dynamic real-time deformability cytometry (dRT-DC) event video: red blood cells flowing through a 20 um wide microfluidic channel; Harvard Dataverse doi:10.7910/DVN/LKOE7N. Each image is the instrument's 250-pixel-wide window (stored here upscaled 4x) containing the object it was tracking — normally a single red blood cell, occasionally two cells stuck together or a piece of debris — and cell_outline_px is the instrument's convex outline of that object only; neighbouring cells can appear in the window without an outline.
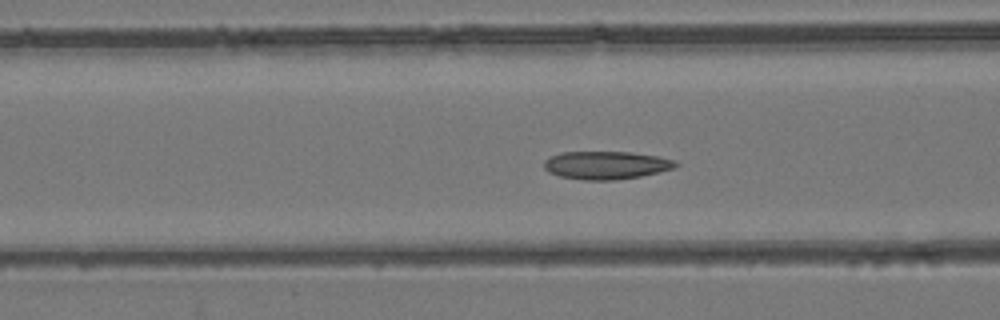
{"species": "common noctule bat (a hibernating species)", "species_latin": "Nyctalus noctula", "temperature_condition": "room temperature", "stored_images_in_passage": 51, "camera_frame_rate_fps": 3000, "um_per_image_px": 0.085, "animal": {"sex": "female", "body_mass_g": 24.6, "forearm_length_mm": 56.2}, "frame": {"image": 1, "passage_image": 18, "time_ms": 5.667, "image_size_px": [1000, 320], "cell_outline_px": [[680, 164], [672, 168], [640, 176], [616, 180], [584, 180], [560, 176], [548, 172], [544, 168], [544, 160], [560, 152], [632, 152], [660, 156], [676, 160]], "centroid_in_image_um": [51.52, 14.03], "position_along_channel_um": 115.1, "area_um2": 21.5}}
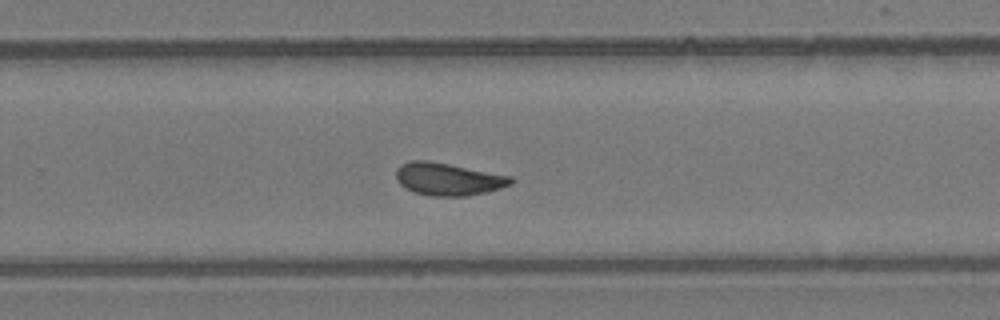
{"frame": {"image": 2, "passage_image": 32, "time_ms": 10.333, "image_size_px": [1000, 320], "cell_outline_px": [[516, 180], [512, 184], [488, 192], [468, 196], [432, 196], [416, 192], [404, 188], [396, 180], [396, 168], [400, 164], [412, 160], [428, 160], [512, 176]], "centroid_in_image_um": [38.1, 15.22], "position_along_channel_um": 291.7, "area_um2": 21.96}}
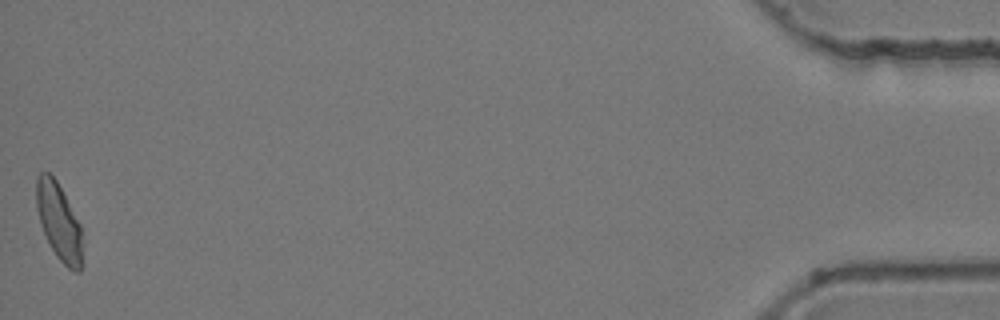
{"frame": {"image": 3, "passage_image": 51, "time_ms": 16.667, "image_size_px": [1000, 320], "cell_outline_px": [[80, 272], [76, 272], [68, 268], [56, 256], [40, 224], [36, 208], [36, 176], [40, 172], [48, 172], [56, 180], [80, 224]], "centroid_in_image_um": [4.95, 18.79], "position_along_channel_um": 430.2, "area_um2": 20.0}, "authors_computed_cell_mechanics": {"area_um2": 21.2704, "velocity_mm_per_s": 3.7916, "shape_relaxation_time_tau1_ms": null, "shape_relaxation_time_tau2_ms": 2.6956, "deformation_change_tau1": null, "deformation_change_tau2": 0.0906}}